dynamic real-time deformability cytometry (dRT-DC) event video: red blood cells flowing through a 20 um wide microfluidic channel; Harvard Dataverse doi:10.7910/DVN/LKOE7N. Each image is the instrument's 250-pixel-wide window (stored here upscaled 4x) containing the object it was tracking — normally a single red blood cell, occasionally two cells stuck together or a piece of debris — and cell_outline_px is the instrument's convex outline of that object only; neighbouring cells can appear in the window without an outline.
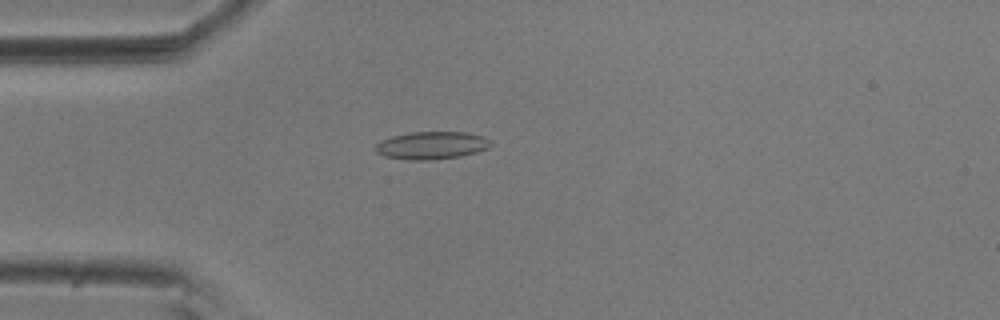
{"species": "common noctule bat (a hibernating species)", "species_latin": "Nyctalus noctula", "temperature_condition": "room temperature", "stored_images_in_passage": 56, "camera_frame_rate_fps": 3000, "um_per_image_px": 0.085, "animal": {"sex": "male", "body_mass_g": 20.5, "forearm_length_mm": 52.5}, "frame": {"image": 1, "passage_image": 15, "time_ms": 4.667, "image_size_px": [1000, 320], "cell_outline_px": [[492, 144], [488, 148], [476, 152], [460, 156], [432, 160], [412, 160], [384, 156], [376, 152], [372, 148], [380, 140], [392, 136], [408, 132], [468, 132], [484, 136]], "centroid_in_image_um": [36.65, 12.35], "position_along_channel_um": 48.3, "area_um2": 18.73}}
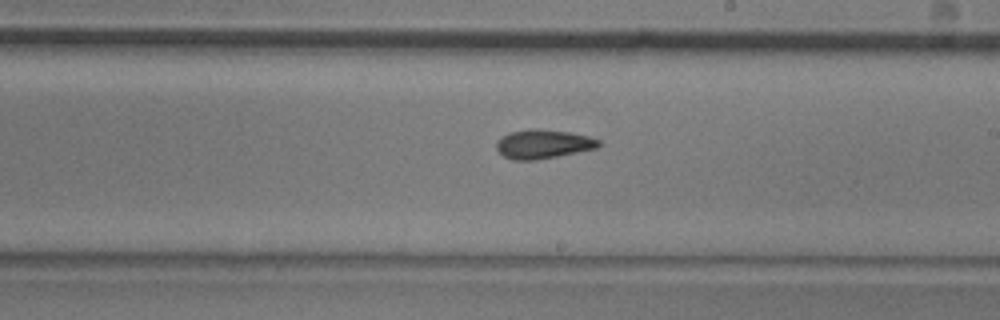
{"frame": {"image": 2, "passage_image": 32, "time_ms": 10.333, "image_size_px": [1000, 320], "cell_outline_px": [[600, 144], [596, 148], [536, 160], [512, 160], [504, 156], [496, 148], [496, 140], [500, 136], [508, 132], [532, 128], [536, 128], [572, 132], [588, 136], [600, 140]], "centroid_in_image_um": [46.12, 12.22], "position_along_channel_um": 242.9, "area_um2": 17.4}}
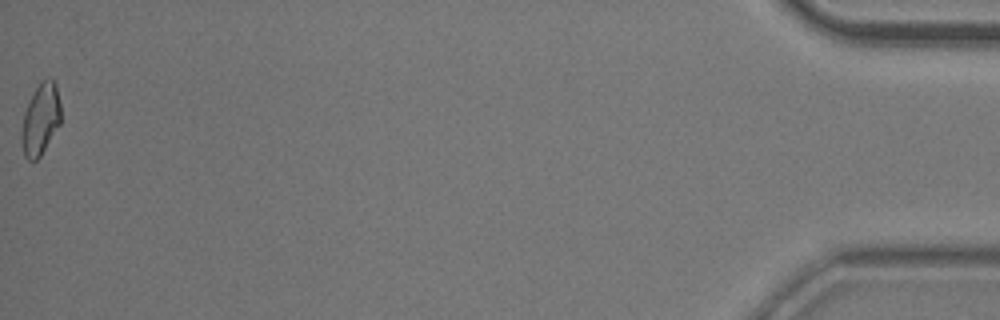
{"frame": {"image": 3, "passage_image": 56, "time_ms": 18.333, "image_size_px": [1000, 320], "cell_outline_px": [[60, 124], [40, 156], [36, 160], [28, 160], [24, 156], [20, 140], [20, 132], [24, 112], [36, 88], [48, 76], [56, 84], [60, 104]], "centroid_in_image_um": [3.43, 10.17], "position_along_channel_um": 431.8, "area_um2": 16.24}, "authors_computed_cell_mechanics": {"area_um2": 16.9932, "velocity_mm_per_s": 3.6211, "shape_relaxation_time_tau1_ms": null, "shape_relaxation_time_tau2_ms": 6.366, "deformation_change_tau1": null, "deformation_change_tau2": 0.1482}}